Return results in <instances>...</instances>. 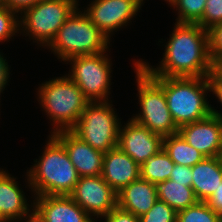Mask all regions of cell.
Instances as JSON below:
<instances>
[{"instance_id":"6da1fadb","label":"cell","mask_w":222,"mask_h":222,"mask_svg":"<svg viewBox=\"0 0 222 222\" xmlns=\"http://www.w3.org/2000/svg\"><path fill=\"white\" fill-rule=\"evenodd\" d=\"M157 68L138 60L151 77H208L213 70L208 31L198 24L175 23ZM148 64V65H147Z\"/></svg>"},{"instance_id":"9a60e30c","label":"cell","mask_w":222,"mask_h":222,"mask_svg":"<svg viewBox=\"0 0 222 222\" xmlns=\"http://www.w3.org/2000/svg\"><path fill=\"white\" fill-rule=\"evenodd\" d=\"M34 201L31 207L46 222H95L69 195H40Z\"/></svg>"},{"instance_id":"836d02e7","label":"cell","mask_w":222,"mask_h":222,"mask_svg":"<svg viewBox=\"0 0 222 222\" xmlns=\"http://www.w3.org/2000/svg\"><path fill=\"white\" fill-rule=\"evenodd\" d=\"M8 62L4 59L3 55L0 53V92H3L9 78V67Z\"/></svg>"},{"instance_id":"7c38bea8","label":"cell","mask_w":222,"mask_h":222,"mask_svg":"<svg viewBox=\"0 0 222 222\" xmlns=\"http://www.w3.org/2000/svg\"><path fill=\"white\" fill-rule=\"evenodd\" d=\"M120 125L117 146L139 166L163 148V137L150 131L133 119L122 128Z\"/></svg>"},{"instance_id":"603a6c76","label":"cell","mask_w":222,"mask_h":222,"mask_svg":"<svg viewBox=\"0 0 222 222\" xmlns=\"http://www.w3.org/2000/svg\"><path fill=\"white\" fill-rule=\"evenodd\" d=\"M171 4L176 11L178 18L176 23L197 24L205 10L206 0H165Z\"/></svg>"},{"instance_id":"8fae6325","label":"cell","mask_w":222,"mask_h":222,"mask_svg":"<svg viewBox=\"0 0 222 222\" xmlns=\"http://www.w3.org/2000/svg\"><path fill=\"white\" fill-rule=\"evenodd\" d=\"M141 9L135 0H93L85 14L107 37L127 24Z\"/></svg>"},{"instance_id":"7a4b0ae2","label":"cell","mask_w":222,"mask_h":222,"mask_svg":"<svg viewBox=\"0 0 222 222\" xmlns=\"http://www.w3.org/2000/svg\"><path fill=\"white\" fill-rule=\"evenodd\" d=\"M42 157L27 172L34 196L70 195L79 175L64 145L51 133Z\"/></svg>"},{"instance_id":"5b68a950","label":"cell","mask_w":222,"mask_h":222,"mask_svg":"<svg viewBox=\"0 0 222 222\" xmlns=\"http://www.w3.org/2000/svg\"><path fill=\"white\" fill-rule=\"evenodd\" d=\"M38 100L55 125L52 133L71 130L78 122L89 101L67 75L42 83Z\"/></svg>"},{"instance_id":"52a82bcc","label":"cell","mask_w":222,"mask_h":222,"mask_svg":"<svg viewBox=\"0 0 222 222\" xmlns=\"http://www.w3.org/2000/svg\"><path fill=\"white\" fill-rule=\"evenodd\" d=\"M108 101L89 102L71 129L94 149L106 153L117 147L121 122Z\"/></svg>"},{"instance_id":"ba28073f","label":"cell","mask_w":222,"mask_h":222,"mask_svg":"<svg viewBox=\"0 0 222 222\" xmlns=\"http://www.w3.org/2000/svg\"><path fill=\"white\" fill-rule=\"evenodd\" d=\"M78 5V0H41L20 14V30L47 47Z\"/></svg>"},{"instance_id":"2e32d148","label":"cell","mask_w":222,"mask_h":222,"mask_svg":"<svg viewBox=\"0 0 222 222\" xmlns=\"http://www.w3.org/2000/svg\"><path fill=\"white\" fill-rule=\"evenodd\" d=\"M101 176L118 193L140 178V166L117 146L104 153Z\"/></svg>"},{"instance_id":"7402d4cb","label":"cell","mask_w":222,"mask_h":222,"mask_svg":"<svg viewBox=\"0 0 222 222\" xmlns=\"http://www.w3.org/2000/svg\"><path fill=\"white\" fill-rule=\"evenodd\" d=\"M174 165L162 148L140 166V178L157 185L170 178Z\"/></svg>"},{"instance_id":"ffe728a7","label":"cell","mask_w":222,"mask_h":222,"mask_svg":"<svg viewBox=\"0 0 222 222\" xmlns=\"http://www.w3.org/2000/svg\"><path fill=\"white\" fill-rule=\"evenodd\" d=\"M156 187L158 200L166 202L176 212L187 209L199 201L192 187L186 186V183L167 179Z\"/></svg>"},{"instance_id":"e0dca14e","label":"cell","mask_w":222,"mask_h":222,"mask_svg":"<svg viewBox=\"0 0 222 222\" xmlns=\"http://www.w3.org/2000/svg\"><path fill=\"white\" fill-rule=\"evenodd\" d=\"M157 200L156 185L141 178L131 182L117 193V206L137 217L147 213Z\"/></svg>"},{"instance_id":"83f0119b","label":"cell","mask_w":222,"mask_h":222,"mask_svg":"<svg viewBox=\"0 0 222 222\" xmlns=\"http://www.w3.org/2000/svg\"><path fill=\"white\" fill-rule=\"evenodd\" d=\"M209 54L214 66L222 62V22L208 30Z\"/></svg>"},{"instance_id":"d590c367","label":"cell","mask_w":222,"mask_h":222,"mask_svg":"<svg viewBox=\"0 0 222 222\" xmlns=\"http://www.w3.org/2000/svg\"><path fill=\"white\" fill-rule=\"evenodd\" d=\"M140 6L143 4V0H135Z\"/></svg>"},{"instance_id":"f546056e","label":"cell","mask_w":222,"mask_h":222,"mask_svg":"<svg viewBox=\"0 0 222 222\" xmlns=\"http://www.w3.org/2000/svg\"><path fill=\"white\" fill-rule=\"evenodd\" d=\"M105 217V222H140L139 217L116 206Z\"/></svg>"},{"instance_id":"d4e9b609","label":"cell","mask_w":222,"mask_h":222,"mask_svg":"<svg viewBox=\"0 0 222 222\" xmlns=\"http://www.w3.org/2000/svg\"><path fill=\"white\" fill-rule=\"evenodd\" d=\"M139 219L140 222H176L177 212L166 202L157 200L153 207Z\"/></svg>"},{"instance_id":"cb8c5ba5","label":"cell","mask_w":222,"mask_h":222,"mask_svg":"<svg viewBox=\"0 0 222 222\" xmlns=\"http://www.w3.org/2000/svg\"><path fill=\"white\" fill-rule=\"evenodd\" d=\"M176 222H222V216L206 202L198 201L187 209L178 211Z\"/></svg>"},{"instance_id":"8992f818","label":"cell","mask_w":222,"mask_h":222,"mask_svg":"<svg viewBox=\"0 0 222 222\" xmlns=\"http://www.w3.org/2000/svg\"><path fill=\"white\" fill-rule=\"evenodd\" d=\"M135 65L139 105L142 110L131 119L162 137L178 133L163 88L137 63Z\"/></svg>"},{"instance_id":"9c48e42d","label":"cell","mask_w":222,"mask_h":222,"mask_svg":"<svg viewBox=\"0 0 222 222\" xmlns=\"http://www.w3.org/2000/svg\"><path fill=\"white\" fill-rule=\"evenodd\" d=\"M106 52L81 55L67 60L72 64L68 76L89 102H107L110 95L111 63Z\"/></svg>"},{"instance_id":"ac0fdd59","label":"cell","mask_w":222,"mask_h":222,"mask_svg":"<svg viewBox=\"0 0 222 222\" xmlns=\"http://www.w3.org/2000/svg\"><path fill=\"white\" fill-rule=\"evenodd\" d=\"M15 177L0 169V218L4 222L22 220L30 211Z\"/></svg>"},{"instance_id":"277c9868","label":"cell","mask_w":222,"mask_h":222,"mask_svg":"<svg viewBox=\"0 0 222 222\" xmlns=\"http://www.w3.org/2000/svg\"><path fill=\"white\" fill-rule=\"evenodd\" d=\"M77 7L60 27L54 39L47 46L61 61L81 55L106 52L110 38Z\"/></svg>"},{"instance_id":"30bf717a","label":"cell","mask_w":222,"mask_h":222,"mask_svg":"<svg viewBox=\"0 0 222 222\" xmlns=\"http://www.w3.org/2000/svg\"><path fill=\"white\" fill-rule=\"evenodd\" d=\"M69 196L91 217L104 218L117 206V192L101 175L79 177Z\"/></svg>"},{"instance_id":"484cf974","label":"cell","mask_w":222,"mask_h":222,"mask_svg":"<svg viewBox=\"0 0 222 222\" xmlns=\"http://www.w3.org/2000/svg\"><path fill=\"white\" fill-rule=\"evenodd\" d=\"M17 17V18H16ZM17 12L0 5V42L8 41L20 30Z\"/></svg>"},{"instance_id":"4dcf8cb0","label":"cell","mask_w":222,"mask_h":222,"mask_svg":"<svg viewBox=\"0 0 222 222\" xmlns=\"http://www.w3.org/2000/svg\"><path fill=\"white\" fill-rule=\"evenodd\" d=\"M169 179L179 183H186V186L191 187L192 167L175 164Z\"/></svg>"},{"instance_id":"4fadbf2b","label":"cell","mask_w":222,"mask_h":222,"mask_svg":"<svg viewBox=\"0 0 222 222\" xmlns=\"http://www.w3.org/2000/svg\"><path fill=\"white\" fill-rule=\"evenodd\" d=\"M178 133L205 157L222 156V119L214 114L182 125Z\"/></svg>"},{"instance_id":"e575fe53","label":"cell","mask_w":222,"mask_h":222,"mask_svg":"<svg viewBox=\"0 0 222 222\" xmlns=\"http://www.w3.org/2000/svg\"><path fill=\"white\" fill-rule=\"evenodd\" d=\"M33 212H28L23 218L27 219L26 222H46L40 213L33 207ZM30 213V214H29Z\"/></svg>"},{"instance_id":"d6a6232c","label":"cell","mask_w":222,"mask_h":222,"mask_svg":"<svg viewBox=\"0 0 222 222\" xmlns=\"http://www.w3.org/2000/svg\"><path fill=\"white\" fill-rule=\"evenodd\" d=\"M206 203L211 209L222 216V182Z\"/></svg>"},{"instance_id":"1f68e13d","label":"cell","mask_w":222,"mask_h":222,"mask_svg":"<svg viewBox=\"0 0 222 222\" xmlns=\"http://www.w3.org/2000/svg\"><path fill=\"white\" fill-rule=\"evenodd\" d=\"M39 1L41 0H2V5L22 14L26 8L34 6Z\"/></svg>"},{"instance_id":"44dd1931","label":"cell","mask_w":222,"mask_h":222,"mask_svg":"<svg viewBox=\"0 0 222 222\" xmlns=\"http://www.w3.org/2000/svg\"><path fill=\"white\" fill-rule=\"evenodd\" d=\"M163 149L171 160L178 165L193 167L205 158L200 151L189 145L179 133L163 137Z\"/></svg>"},{"instance_id":"5bb4252c","label":"cell","mask_w":222,"mask_h":222,"mask_svg":"<svg viewBox=\"0 0 222 222\" xmlns=\"http://www.w3.org/2000/svg\"><path fill=\"white\" fill-rule=\"evenodd\" d=\"M66 149L79 177L102 174L104 153L94 149L72 130L52 133Z\"/></svg>"},{"instance_id":"8d00e7d4","label":"cell","mask_w":222,"mask_h":222,"mask_svg":"<svg viewBox=\"0 0 222 222\" xmlns=\"http://www.w3.org/2000/svg\"><path fill=\"white\" fill-rule=\"evenodd\" d=\"M218 66L222 69V62Z\"/></svg>"},{"instance_id":"4316f807","label":"cell","mask_w":222,"mask_h":222,"mask_svg":"<svg viewBox=\"0 0 222 222\" xmlns=\"http://www.w3.org/2000/svg\"><path fill=\"white\" fill-rule=\"evenodd\" d=\"M222 22V0H206L205 10L197 23L205 30Z\"/></svg>"},{"instance_id":"f1b7e54d","label":"cell","mask_w":222,"mask_h":222,"mask_svg":"<svg viewBox=\"0 0 222 222\" xmlns=\"http://www.w3.org/2000/svg\"><path fill=\"white\" fill-rule=\"evenodd\" d=\"M208 80L211 88L210 92H213L222 104V69L219 66H214L213 70L208 75ZM211 111L212 114L222 119V113L216 111L213 107H211Z\"/></svg>"},{"instance_id":"3957f363","label":"cell","mask_w":222,"mask_h":222,"mask_svg":"<svg viewBox=\"0 0 222 222\" xmlns=\"http://www.w3.org/2000/svg\"><path fill=\"white\" fill-rule=\"evenodd\" d=\"M164 90L171 117L179 128L212 114L208 77H152ZM206 95V96H205Z\"/></svg>"},{"instance_id":"d6986e66","label":"cell","mask_w":222,"mask_h":222,"mask_svg":"<svg viewBox=\"0 0 222 222\" xmlns=\"http://www.w3.org/2000/svg\"><path fill=\"white\" fill-rule=\"evenodd\" d=\"M222 182V156L205 157L192 167L191 187L199 201L206 202Z\"/></svg>"}]
</instances>
